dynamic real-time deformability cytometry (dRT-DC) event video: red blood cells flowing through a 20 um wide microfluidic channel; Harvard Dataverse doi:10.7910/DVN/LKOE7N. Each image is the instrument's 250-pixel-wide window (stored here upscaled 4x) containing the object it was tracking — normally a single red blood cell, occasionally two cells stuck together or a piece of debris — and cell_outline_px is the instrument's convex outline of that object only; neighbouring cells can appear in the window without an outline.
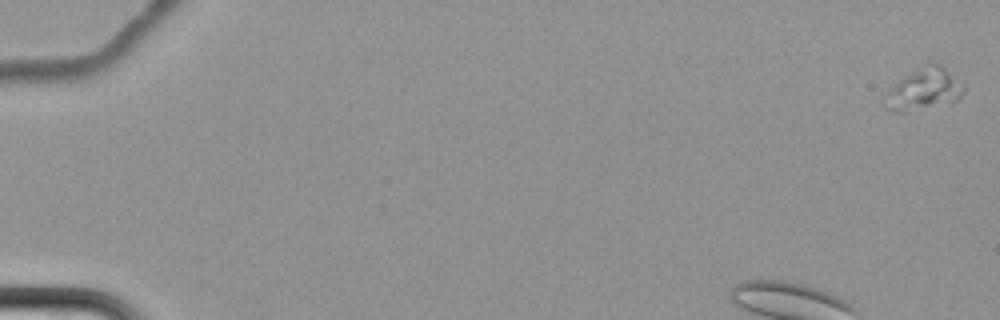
{"species": "common noctule bat (a hibernating species)", "species_latin": "Nyctalus noctula", "temperature_condition": "cold", "stored_images_in_passage": 17, "camera_frame_rate_fps": 3000, "um_per_image_px": 0.085, "animal": {"sex": "female", "body_mass_g": 22.7, "forearm_length_mm": 54.2}, "frame": {"image": 1, "passage_image": 1, "time_ms": 0.0, "image_size_px": [1000, 320], "cell_outline_px": [[964, 92], [956, 100], [904, 112], [896, 112], [884, 108], [888, 92], [900, 80], [928, 60], [940, 64], [964, 84]], "centroid_in_image_um": [78.56, 7.55], "position_along_channel_um": 6.4, "area_um2": 18.67}}
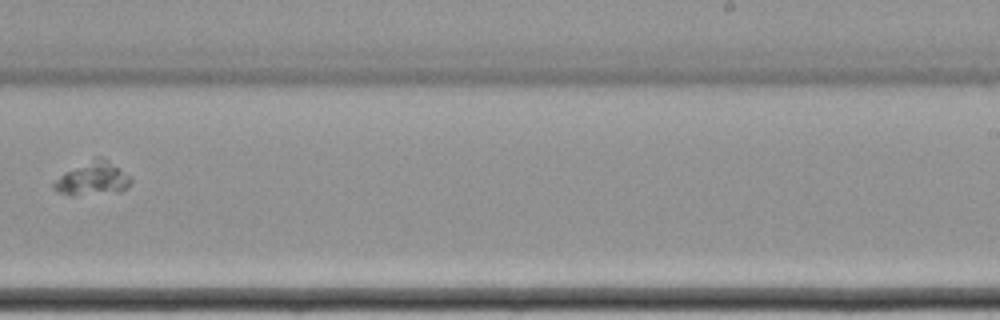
{"frame": {"image": 2, "passage_image": 12, "time_ms": 14.333, "image_size_px": [1000, 320], "cell_outline_px": [[132, 180], [128, 188], [120, 192], [72, 196], [60, 192], [52, 188], [52, 184], [64, 172], [96, 156], [104, 156], [120, 168]], "centroid_in_image_um": [7.89, 15.18], "position_along_channel_um": 281.1, "area_um2": 15.2}}
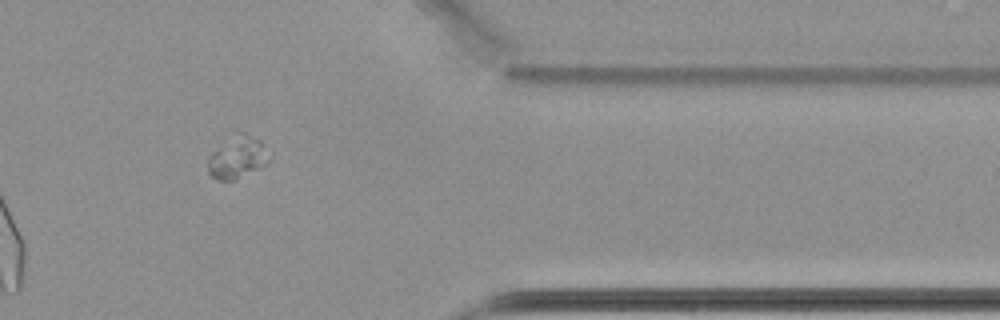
{"frame": {"image": 3, "passage_image": 15, "time_ms": 18.0, "image_size_px": [1000, 320], "cell_outline_px": [[272, 156], [268, 164], [236, 180], [220, 180], [212, 176], [208, 172], [208, 156], [212, 152], [240, 132], [244, 132], [260, 140]], "centroid_in_image_um": [20.24, 13.41], "position_along_channel_um": 391.2, "area_um2": 14.97}}